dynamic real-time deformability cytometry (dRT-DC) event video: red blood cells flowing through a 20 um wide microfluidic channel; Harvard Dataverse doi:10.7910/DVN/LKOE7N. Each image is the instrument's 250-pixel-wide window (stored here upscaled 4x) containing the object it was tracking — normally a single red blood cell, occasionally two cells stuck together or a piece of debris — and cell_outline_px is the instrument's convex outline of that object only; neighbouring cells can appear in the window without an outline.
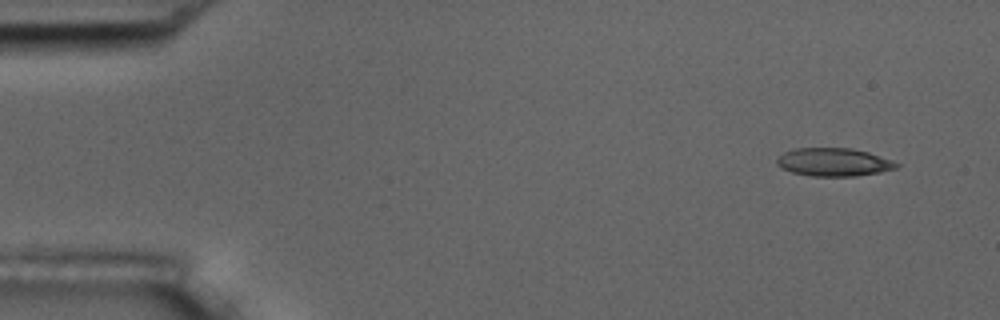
{"species": "common noctule bat (a hibernating species)", "species_latin": "Nyctalus noctula", "temperature_condition": "room temperature", "stored_images_in_passage": 7, "camera_frame_rate_fps": 3000, "um_per_image_px": 0.085, "animal": {"sex": "male", "body_mass_g": 17.5, "forearm_length_mm": 52.3}, "frame": {"image": 1, "passage_image": 1, "time_ms": 0.0, "image_size_px": [1000, 320], "cell_outline_px": [[900, 164], [896, 168], [880, 172], [856, 176], [812, 176], [792, 172], [776, 164], [776, 160], [784, 152], [796, 148], [852, 148], [868, 152], [892, 160]], "centroid_in_image_um": [70.88, 13.78], "position_along_channel_um": 14.1, "area_um2": 19.48}}
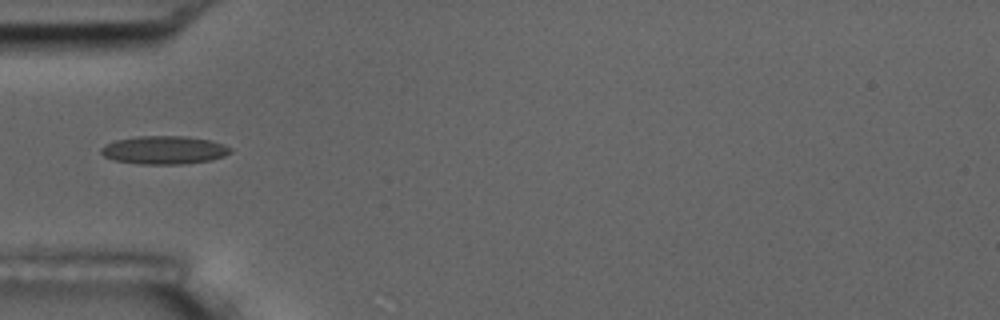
{"frame": {"image": 2, "passage_image": 5, "time_ms": 1.333, "image_size_px": [1000, 320], "cell_outline_px": [[232, 152], [224, 156], [212, 160], [184, 164], [140, 164], [116, 160], [104, 156], [100, 152], [100, 148], [104, 144], [116, 140], [136, 136], [184, 136], [212, 140], [224, 144], [232, 148]], "centroid_in_image_um": [13.98, 12.75], "position_along_channel_um": 71.0, "area_um2": 21.44}}